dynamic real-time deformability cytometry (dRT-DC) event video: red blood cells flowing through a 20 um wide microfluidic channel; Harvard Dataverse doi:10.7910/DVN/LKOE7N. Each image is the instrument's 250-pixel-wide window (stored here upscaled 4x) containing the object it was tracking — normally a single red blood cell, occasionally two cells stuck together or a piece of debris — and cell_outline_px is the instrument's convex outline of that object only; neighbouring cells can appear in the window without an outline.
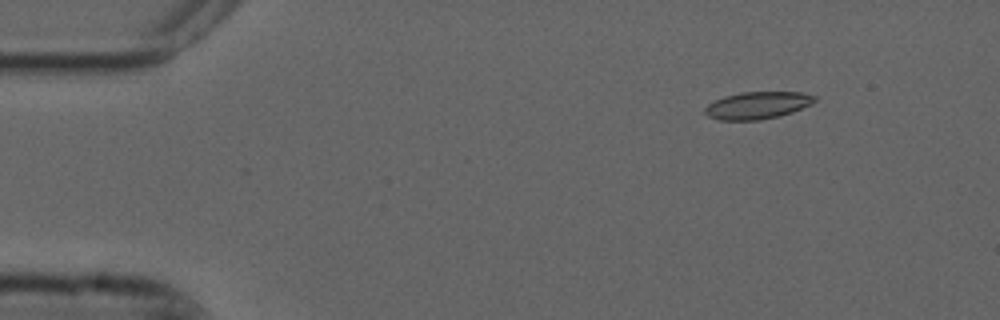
{"species": "common noctule bat (a hibernating species)", "species_latin": "Nyctalus noctula", "temperature_condition": "cold", "stored_images_in_passage": 49, "camera_frame_rate_fps": 3000, "um_per_image_px": 0.085, "animal": {"sex": "male", "forearm_length_mm": 52.5}, "frame": {"image": 1, "passage_image": 1, "time_ms": 0.0, "image_size_px": [1000, 320], "cell_outline_px": [[816, 100], [792, 112], [780, 116], [760, 120], [720, 120], [708, 116], [704, 112], [704, 108], [708, 104], [724, 96], [740, 92], [800, 92], [816, 96]], "centroid_in_image_um": [64.35, 8.95], "position_along_channel_um": 20.7, "area_um2": 17.28}}
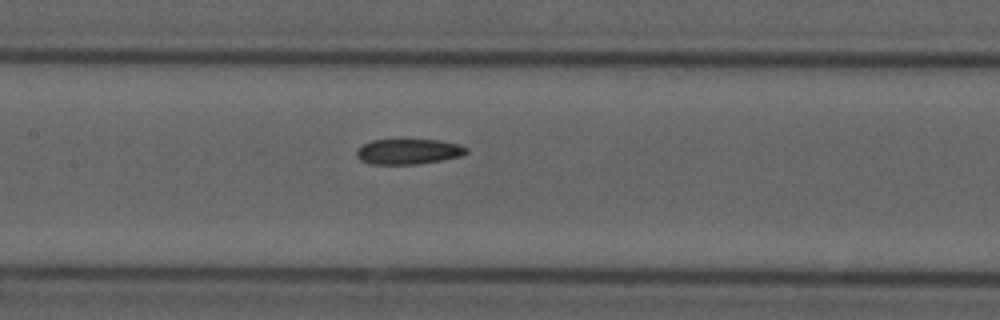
{"frame": {"image": 2, "passage_image": 20, "time_ms": 6.333, "image_size_px": [1000, 320], "cell_outline_px": [[468, 152], [460, 156], [420, 164], [372, 164], [360, 160], [356, 156], [356, 148], [372, 140], [440, 140], [460, 144], [468, 148]], "centroid_in_image_um": [34.71, 12.88], "position_along_channel_um": 172.7, "area_um2": 16.24}}
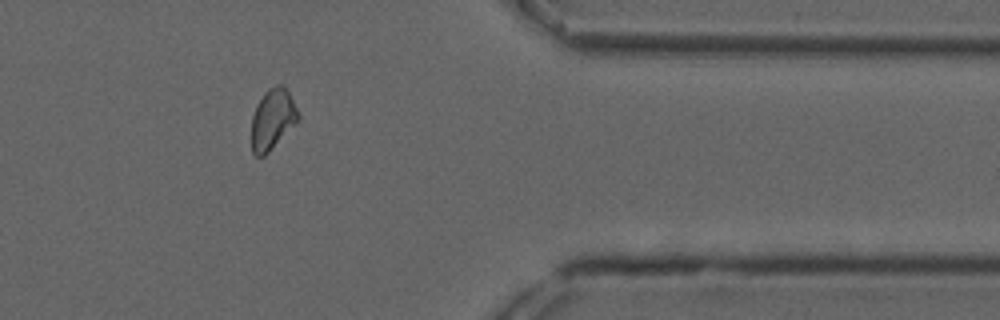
{"frame": {"image": 3, "passage_image": 39, "time_ms": 12.667, "image_size_px": [1000, 320], "cell_outline_px": [[300, 120], [264, 156], [256, 156], [252, 152], [252, 116], [256, 104], [264, 92], [268, 88], [276, 84], [280, 84], [288, 92], [300, 116]], "centroid_in_image_um": [23.16, 10.13], "position_along_channel_um": 388.2, "area_um2": 16.42}, "authors_computed_cell_mechanics": {"area_um2": 16.9932, "velocity_mm_per_s": 3.7259, "shape_relaxation_time_tau1_ms": null, "shape_relaxation_time_tau2_ms": 7.7534, "deformation_change_tau1": null, "deformation_change_tau2": 0.1387}}